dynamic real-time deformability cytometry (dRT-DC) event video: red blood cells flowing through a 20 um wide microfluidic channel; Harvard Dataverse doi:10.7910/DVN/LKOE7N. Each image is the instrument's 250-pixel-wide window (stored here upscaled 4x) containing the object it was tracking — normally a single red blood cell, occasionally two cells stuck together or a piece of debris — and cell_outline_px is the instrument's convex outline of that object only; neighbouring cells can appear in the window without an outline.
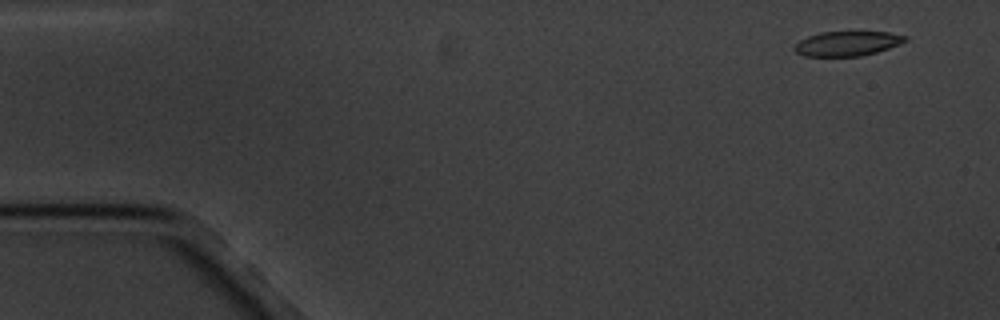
{"species": "common noctule bat (a hibernating species)", "species_latin": "Nyctalus noctula", "temperature_condition": "cold", "stored_images_in_passage": 5, "segment_of_instrument_passage": [1, 2], "camera_frame_rate_fps": 3000, "um_per_image_px": 0.085, "animal": {"sex": "male", "body_mass_g": 20.1, "forearm_length_mm": 53.5}, "frame": {"image": 1, "passage_image": 1, "time_ms": 0.0, "image_size_px": [1000, 320], "cell_outline_px": [[908, 40], [888, 48], [876, 52], [860, 56], [804, 56], [796, 52], [792, 48], [800, 40], [808, 36], [820, 32], [888, 32], [908, 36]], "centroid_in_image_um": [72.01, 3.7], "position_along_channel_um": 13.0, "area_um2": 15.84}}